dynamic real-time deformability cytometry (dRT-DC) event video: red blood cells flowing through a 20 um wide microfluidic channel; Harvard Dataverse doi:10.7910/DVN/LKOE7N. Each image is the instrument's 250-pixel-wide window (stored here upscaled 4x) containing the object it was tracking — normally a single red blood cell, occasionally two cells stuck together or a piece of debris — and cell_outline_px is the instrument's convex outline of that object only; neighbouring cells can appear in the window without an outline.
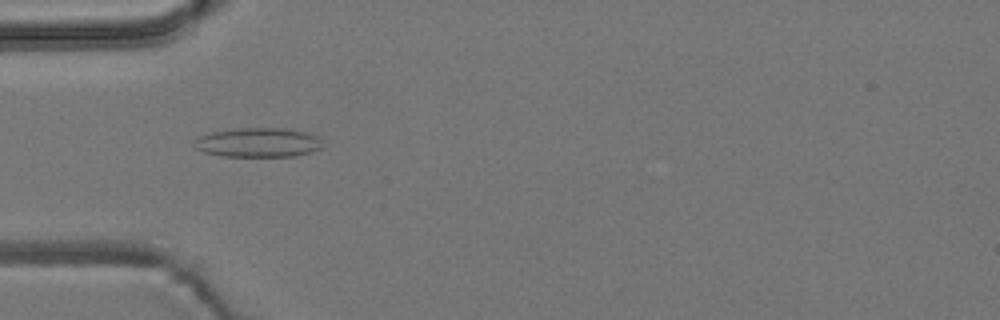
{"species": "common noctule bat (a hibernating species)", "species_latin": "Nyctalus noctula", "temperature_condition": "room temperature", "stored_images_in_passage": 5, "camera_frame_rate_fps": 3000, "um_per_image_px": 0.085, "animal": {"sex": "male", "body_mass_g": 19.2, "forearm_length_mm": 51.8}, "frame": {"image": 1, "passage_image": 4, "time_ms": 1.0, "image_size_px": [1000, 320], "cell_outline_px": [[320, 148], [296, 156], [220, 156], [204, 152], [196, 148], [192, 144], [200, 136], [212, 132], [232, 128], [284, 128], [304, 132], [316, 136]], "centroid_in_image_um": [21.85, 12.11], "position_along_channel_um": 63.1, "area_um2": 21.62}}